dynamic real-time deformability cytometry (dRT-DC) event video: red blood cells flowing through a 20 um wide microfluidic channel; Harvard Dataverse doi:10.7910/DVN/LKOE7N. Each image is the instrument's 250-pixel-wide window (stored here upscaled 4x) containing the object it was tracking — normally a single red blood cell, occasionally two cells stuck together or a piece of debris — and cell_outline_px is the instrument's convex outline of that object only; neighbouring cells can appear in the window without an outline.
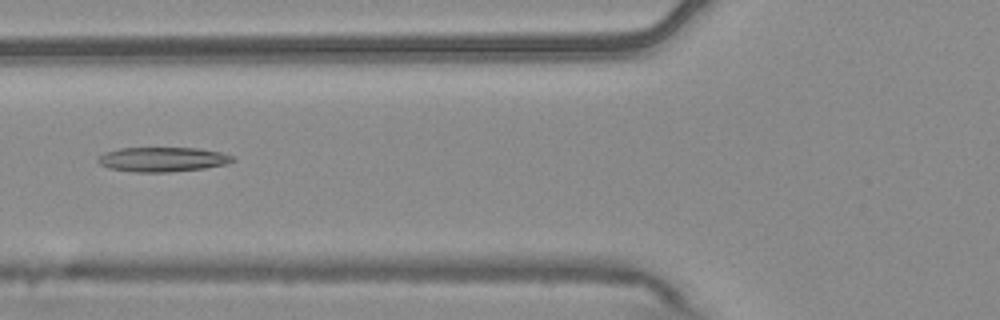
{"species": "common noctule bat (a hibernating species)", "species_latin": "Nyctalus noctula", "temperature_condition": "warm", "stored_images_in_passage": 6, "camera_frame_rate_fps": 3000, "um_per_image_px": 0.085, "animal": {"sex": "male", "body_mass_g": 20.4}, "frame": {"image": 1, "passage_image": 6, "time_ms": 1.667, "image_size_px": [1000, 320], "cell_outline_px": [[236, 160], [228, 164], [204, 168], [168, 172], [136, 172], [108, 168], [100, 164], [96, 160], [104, 152], [120, 148], [196, 148], [220, 152], [232, 156]], "centroid_in_image_um": [13.81, 13.55], "position_along_channel_um": 112.0, "area_um2": 19.25}}